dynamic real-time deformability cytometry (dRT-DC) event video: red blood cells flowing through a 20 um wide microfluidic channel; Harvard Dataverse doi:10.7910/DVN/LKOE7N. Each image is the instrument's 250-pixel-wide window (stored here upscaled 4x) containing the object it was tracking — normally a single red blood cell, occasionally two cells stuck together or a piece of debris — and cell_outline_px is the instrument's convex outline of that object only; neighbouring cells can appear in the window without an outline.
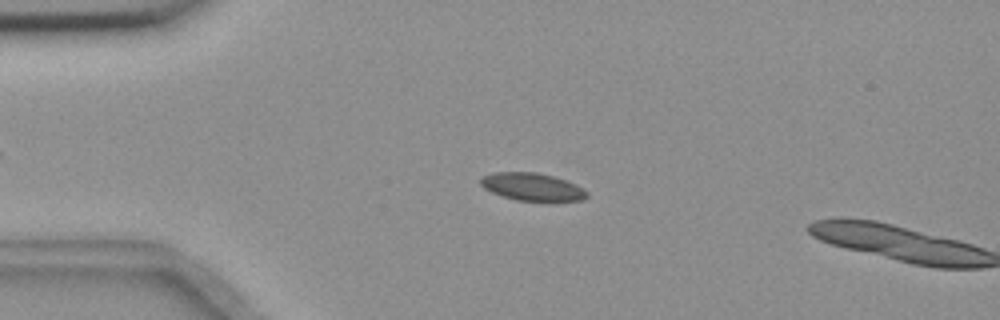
{"species": "common noctule bat (a hibernating species)", "species_latin": "Nyctalus noctula", "temperature_condition": "room temperature", "stored_images_in_passage": 15, "camera_frame_rate_fps": 3000, "um_per_image_px": 0.085, "animal": {"sex": "female", "body_mass_g": 18.4}, "frame": {"image": 1, "passage_image": 13, "time_ms": 4.0, "image_size_px": [1000, 320], "cell_outline_px": [[588, 196], [584, 200], [548, 204], [516, 200], [492, 192], [484, 188], [480, 184], [480, 176], [496, 172], [536, 172], [552, 176], [576, 184], [584, 188], [588, 192]], "centroid_in_image_um": [45.31, 15.93], "position_along_channel_um": 39.7, "area_um2": 17.92}}